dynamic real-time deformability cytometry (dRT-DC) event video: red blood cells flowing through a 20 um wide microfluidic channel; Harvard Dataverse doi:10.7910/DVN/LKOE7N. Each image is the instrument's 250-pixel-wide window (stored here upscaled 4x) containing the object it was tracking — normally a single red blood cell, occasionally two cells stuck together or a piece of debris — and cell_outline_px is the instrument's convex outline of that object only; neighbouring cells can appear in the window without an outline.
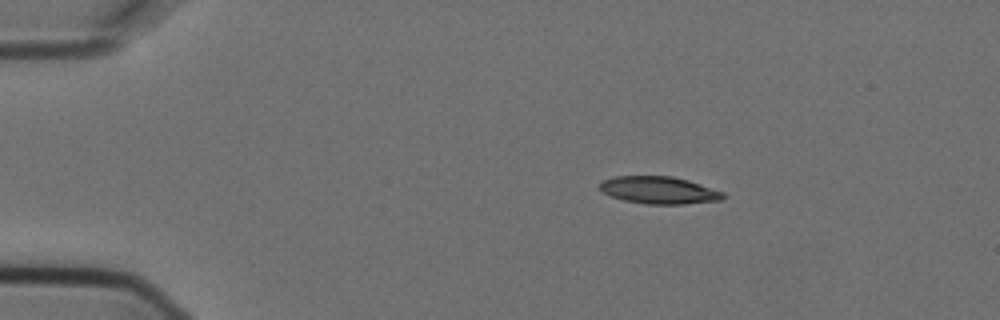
{"species": "Egyptian fruit bat (a non-hibernating species)", "species_latin": "Rousettus aegyptiacus", "temperature_condition": "cold", "stored_images_in_passage": 4, "camera_frame_rate_fps": 3000, "um_per_image_px": 0.085, "animal": {"sex": "female"}, "frame": {"image": 1, "passage_image": 2, "time_ms": 0.333, "image_size_px": [1000, 320], "cell_outline_px": [[724, 196], [720, 200], [684, 204], [644, 204], [624, 200], [612, 196], [604, 192], [600, 188], [600, 180], [612, 176], [672, 176], [688, 180], [724, 192]], "centroid_in_image_um": [55.99, 16.16], "position_along_channel_um": 29.0, "area_um2": 19.59}}
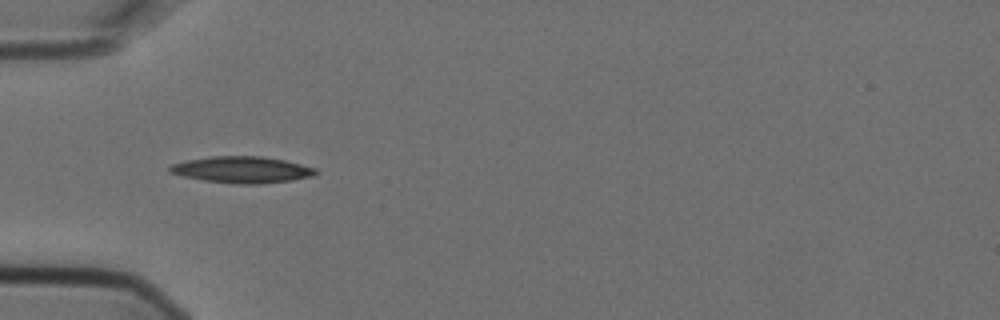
{"frame": {"image": 2, "passage_image": 4, "time_ms": 1.0, "image_size_px": [1000, 320], "cell_outline_px": [[320, 172], [312, 176], [292, 180], [260, 184], [236, 184], [204, 180], [184, 176], [168, 172], [168, 168], [172, 164], [184, 160], [212, 156], [264, 156], [284, 160], [316, 168]], "centroid_in_image_um": [20.57, 14.42], "position_along_channel_um": 64.4, "area_um2": 22.6}}